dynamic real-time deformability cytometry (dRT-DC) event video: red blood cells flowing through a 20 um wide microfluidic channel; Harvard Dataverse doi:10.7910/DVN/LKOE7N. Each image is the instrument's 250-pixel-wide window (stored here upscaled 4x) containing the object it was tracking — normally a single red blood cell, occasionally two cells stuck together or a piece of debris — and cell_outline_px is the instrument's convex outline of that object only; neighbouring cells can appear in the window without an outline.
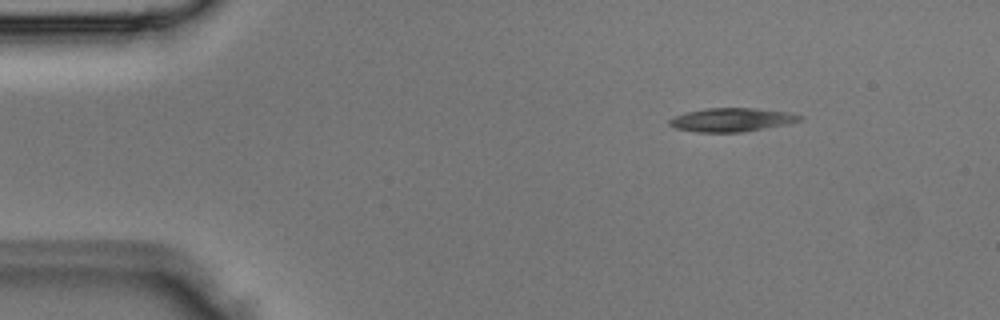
{"species": "Egyptian fruit bat (a non-hibernating species)", "species_latin": "Rousettus aegyptiacus", "temperature_condition": "room temperature", "stored_images_in_passage": 3, "camera_frame_rate_fps": 3000, "um_per_image_px": 0.085, "animal": {"sex": "male"}, "frame": {"image": 1, "passage_image": 1, "time_ms": 0.0, "image_size_px": [1000, 320], "cell_outline_px": [[804, 116], [800, 120], [792, 124], [740, 132], [696, 132], [676, 128], [668, 124], [668, 120], [684, 112], [704, 108], [752, 108], [788, 112]], "centroid_in_image_um": [62.21, 10.18], "position_along_channel_um": 22.8, "area_um2": 18.03}}
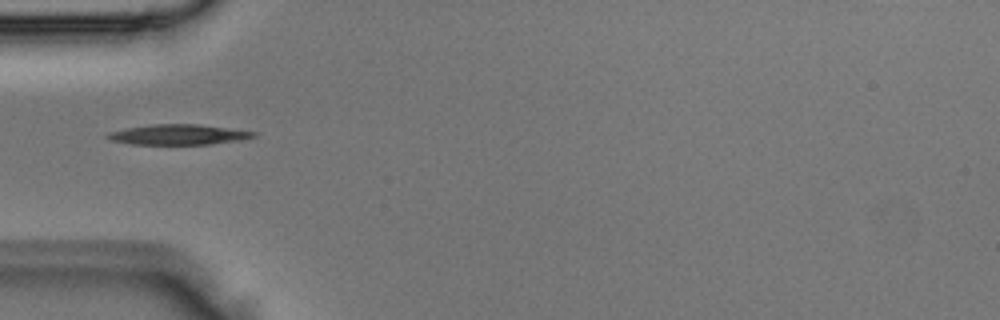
{"frame": {"image": 2, "passage_image": 3, "time_ms": 0.667, "image_size_px": [1000, 320], "cell_outline_px": [[256, 136], [240, 140], [212, 144], [128, 144], [108, 140], [104, 136], [108, 132], [128, 128], [152, 124], [196, 124], [256, 132]], "centroid_in_image_um": [15.09, 11.45], "position_along_channel_um": 69.9, "area_um2": 17.17}}